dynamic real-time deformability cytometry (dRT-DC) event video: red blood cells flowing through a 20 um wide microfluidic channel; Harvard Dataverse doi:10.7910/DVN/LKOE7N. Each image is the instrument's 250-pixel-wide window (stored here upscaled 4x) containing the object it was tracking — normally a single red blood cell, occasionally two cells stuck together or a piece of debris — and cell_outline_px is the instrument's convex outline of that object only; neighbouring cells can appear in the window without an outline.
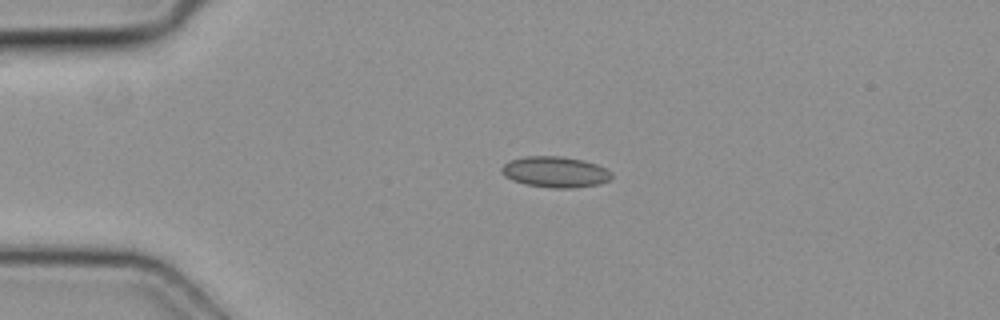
{"species": "common noctule bat (a hibernating species)", "species_latin": "Nyctalus noctula", "temperature_condition": "cold", "stored_images_in_passage": 5, "camera_frame_rate_fps": 3000, "um_per_image_px": 0.085, "animal": {"sex": "female", "body_mass_g": 19.3, "forearm_length_mm": 54.1}, "frame": {"image": 1, "passage_image": 2, "time_ms": 0.333, "image_size_px": [1000, 320], "cell_outline_px": [[612, 176], [608, 180], [600, 184], [576, 188], [552, 188], [524, 184], [512, 180], [504, 176], [500, 172], [500, 168], [508, 160], [524, 156], [560, 156], [584, 160], [596, 164], [612, 172]], "centroid_in_image_um": [47.16, 14.62], "position_along_channel_um": 37.8, "area_um2": 20.06}}
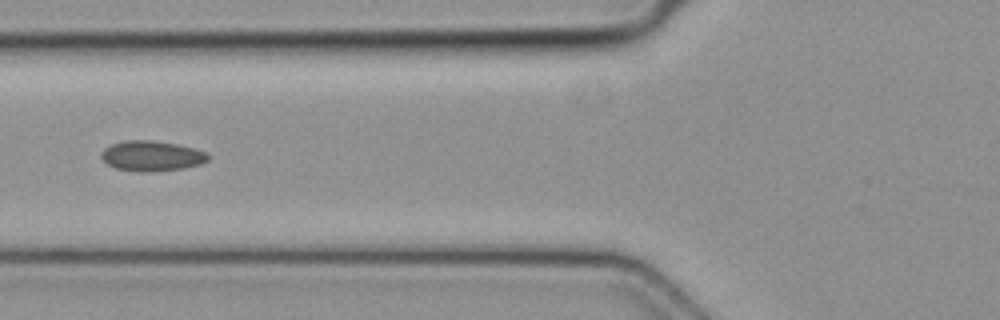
{"frame": {"image": 2, "passage_image": 4, "time_ms": 1.0, "image_size_px": [1000, 320], "cell_outline_px": [[212, 156], [208, 160], [200, 164], [184, 168], [152, 172], [140, 172], [116, 168], [108, 164], [100, 156], [100, 152], [104, 148], [112, 144], [124, 140], [152, 140], [176, 144], [208, 152]], "centroid_in_image_um": [12.91, 13.25], "position_along_channel_um": 112.9, "area_um2": 18.96}}
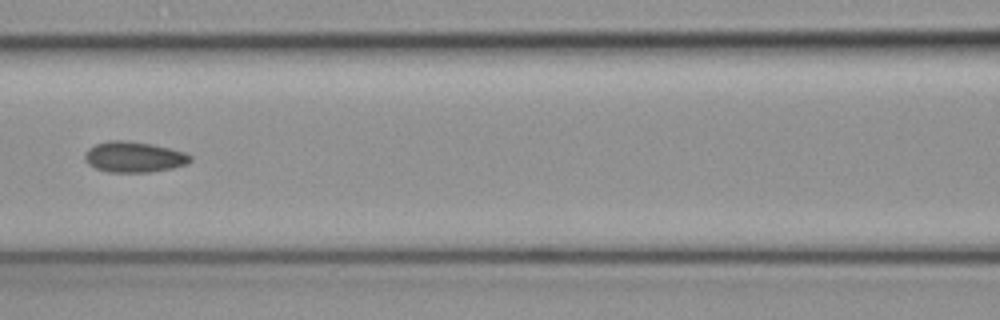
{"frame": {"image": 3, "passage_image": 5, "time_ms": 1.333, "image_size_px": [1000, 320], "cell_outline_px": [[192, 160], [188, 164], [172, 168], [148, 172], [108, 172], [96, 168], [88, 164], [84, 160], [84, 156], [88, 148], [96, 144], [108, 140], [128, 140], [152, 144], [184, 152], [192, 156]], "centroid_in_image_um": [11.38, 13.34], "position_along_channel_um": 155.2, "area_um2": 18.96}}